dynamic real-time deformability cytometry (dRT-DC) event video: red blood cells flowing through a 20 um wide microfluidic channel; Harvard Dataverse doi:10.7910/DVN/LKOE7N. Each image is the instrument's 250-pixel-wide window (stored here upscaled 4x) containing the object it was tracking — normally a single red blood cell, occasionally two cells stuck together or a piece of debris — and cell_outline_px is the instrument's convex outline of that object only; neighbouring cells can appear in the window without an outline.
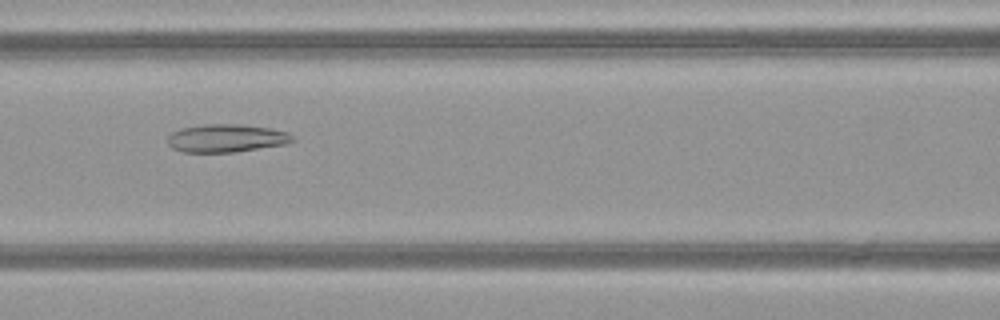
{"species": "common noctule bat (a hibernating species)", "species_latin": "Nyctalus noctula", "temperature_condition": "warm", "stored_images_in_passage": 51, "camera_frame_rate_fps": 3000, "um_per_image_px": 0.085, "animal": {"sex": "female", "body_mass_g": 21.9}, "frame": {"image": 1, "passage_image": 23, "time_ms": 7.333, "image_size_px": [1000, 320], "cell_outline_px": [[296, 140], [288, 144], [236, 152], [184, 152], [172, 148], [168, 144], [168, 136], [172, 132], [180, 128], [204, 124], [244, 124], [272, 128], [288, 132]], "centroid_in_image_um": [19.28, 11.74], "position_along_channel_um": 147.3, "area_um2": 20.69}}
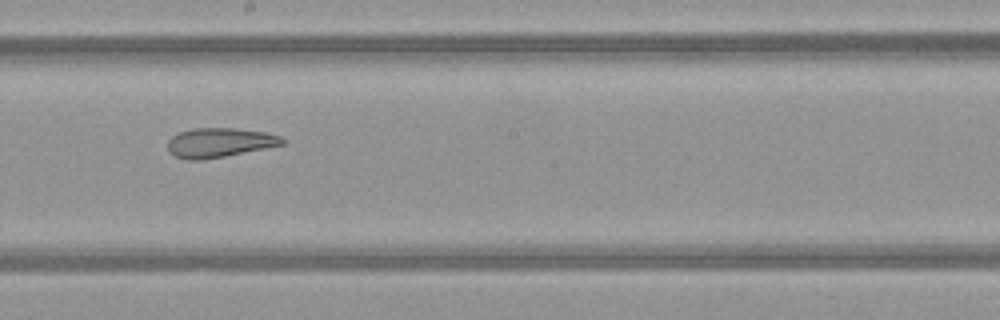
{"frame": {"image": 2, "passage_image": 29, "time_ms": 9.333, "image_size_px": [1000, 320], "cell_outline_px": [[288, 140], [284, 144], [224, 156], [200, 160], [188, 160], [176, 156], [168, 152], [168, 140], [172, 136], [180, 132], [192, 128], [232, 128], [268, 132], [280, 136]], "centroid_in_image_um": [18.66, 12.11], "position_along_channel_um": 229.5, "area_um2": 19.59}}
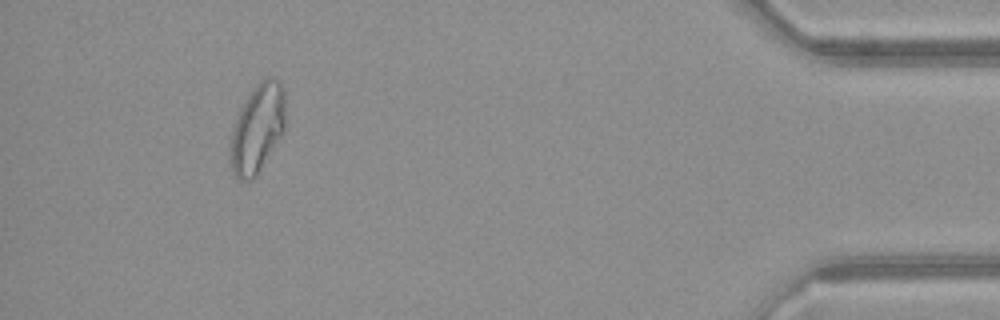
{"frame": {"image": 3, "passage_image": 47, "time_ms": 15.333, "image_size_px": [1000, 320], "cell_outline_px": [[284, 132], [256, 176], [248, 180], [240, 180], [232, 172], [232, 136], [236, 120], [252, 88], [260, 80], [268, 76], [272, 76], [280, 80], [284, 88]], "centroid_in_image_um": [21.93, 10.87], "position_along_channel_um": 413.3, "area_um2": 27.8}, "authors_computed_cell_mechanics": {"area_um2": 25.9522, "velocity_mm_per_s": 4.1105, "shape_relaxation_time_tau1_ms": null, "shape_relaxation_time_tau2_ms": 2.5363, "deformation_change_tau1": null, "deformation_change_tau2": 0.1047}}